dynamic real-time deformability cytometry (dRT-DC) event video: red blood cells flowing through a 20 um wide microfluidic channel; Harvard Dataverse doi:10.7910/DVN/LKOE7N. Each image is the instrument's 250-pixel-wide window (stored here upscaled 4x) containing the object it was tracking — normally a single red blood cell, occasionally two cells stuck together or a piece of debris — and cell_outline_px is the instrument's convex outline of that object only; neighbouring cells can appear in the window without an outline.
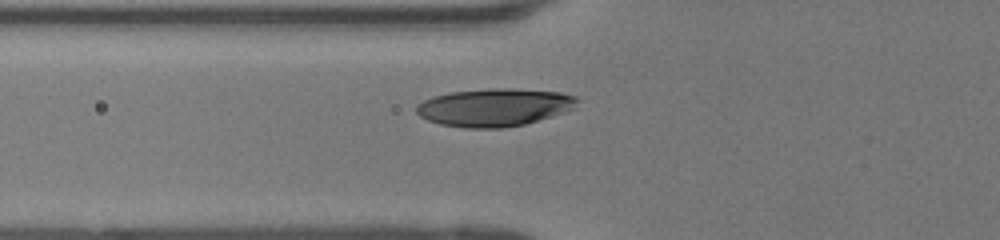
{"species": "human", "species_latin": "Homo sapiens", "temperature_condition": "room temperature", "stored_images_in_passage": 19, "camera_frame_rate_fps": 3000, "um_per_image_px": 0.085, "donor": {"sex": "female"}, "frame": {"image": 1, "passage_image": 4, "time_ms": 1.0, "image_size_px": [1000, 240], "cell_outline_px": [[580, 100], [572, 108], [564, 112], [552, 116], [524, 124], [500, 128], [464, 128], [440, 124], [428, 120], [420, 116], [416, 112], [416, 104], [432, 96], [452, 92], [492, 88], [508, 88], [560, 92], [576, 96]], "centroid_in_image_um": [42.0, 9.12], "position_along_channel_um": 83.8, "area_um2": 35.37}}
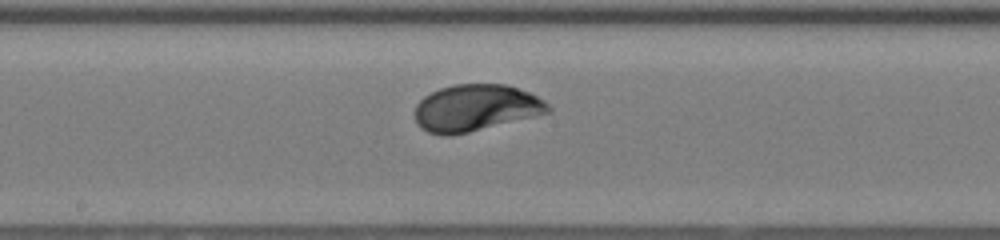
{"frame": {"image": 2, "passage_image": 13, "time_ms": 4.0, "image_size_px": [1000, 240], "cell_outline_px": [[552, 112], [468, 132], [448, 136], [444, 136], [428, 132], [420, 128], [416, 120], [416, 104], [424, 96], [440, 88], [456, 84], [508, 84], [528, 92], [544, 100], [552, 108]], "centroid_in_image_um": [40.45, 9.17], "position_along_channel_um": 207.8, "area_um2": 36.18}}
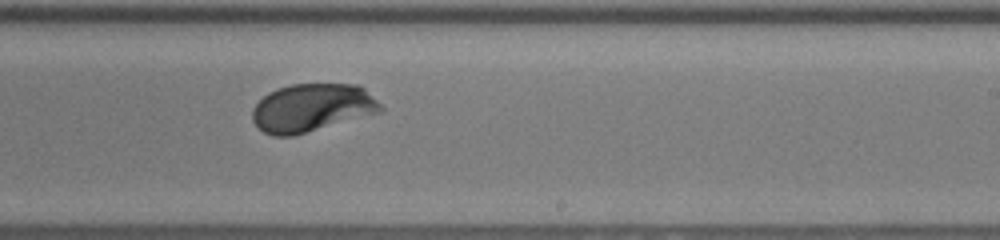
{"frame": {"image": 3, "passage_image": 17, "time_ms": 5.333, "image_size_px": [1000, 240], "cell_outline_px": [[384, 108], [380, 112], [292, 136], [272, 136], [264, 132], [252, 120], [252, 108], [268, 92], [276, 88], [292, 84], [360, 84]], "centroid_in_image_um": [26.5, 9.15], "position_along_channel_um": 262.5, "area_um2": 35.72}}